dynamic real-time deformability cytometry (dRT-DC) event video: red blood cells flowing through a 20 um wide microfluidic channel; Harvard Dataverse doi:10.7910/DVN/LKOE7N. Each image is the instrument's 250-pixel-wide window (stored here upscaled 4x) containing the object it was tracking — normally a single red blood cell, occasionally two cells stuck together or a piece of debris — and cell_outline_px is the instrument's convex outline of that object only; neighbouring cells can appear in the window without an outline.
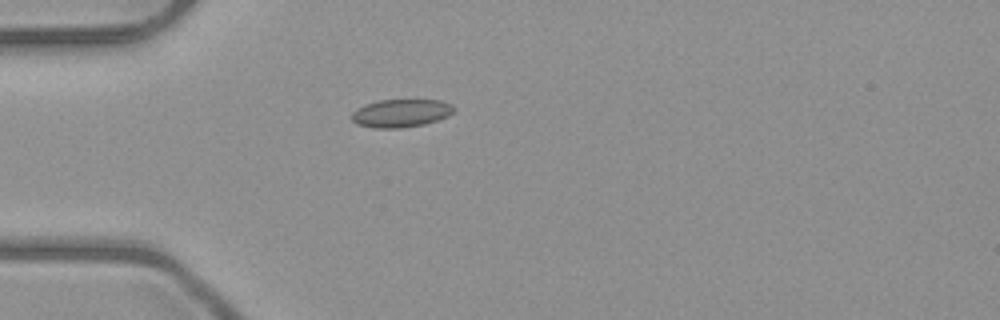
{"species": "common noctule bat (a hibernating species)", "species_latin": "Nyctalus noctula", "temperature_condition": "room temperature", "stored_images_in_passage": 1, "camera_frame_rate_fps": 3000, "um_per_image_px": 0.085, "animal": {"sex": "male", "body_mass_g": 23.1, "forearm_length_mm": 52.7}, "frame": {"image": 1, "passage_image": 1, "time_ms": 0.0, "image_size_px": [1000, 320], "cell_outline_px": [[456, 108], [448, 116], [424, 124], [400, 128], [372, 128], [356, 124], [352, 120], [352, 112], [356, 108], [364, 104], [380, 100], [440, 100], [452, 104]], "centroid_in_image_um": [34.06, 9.62], "position_along_channel_um": 50.9, "area_um2": 16.76}}